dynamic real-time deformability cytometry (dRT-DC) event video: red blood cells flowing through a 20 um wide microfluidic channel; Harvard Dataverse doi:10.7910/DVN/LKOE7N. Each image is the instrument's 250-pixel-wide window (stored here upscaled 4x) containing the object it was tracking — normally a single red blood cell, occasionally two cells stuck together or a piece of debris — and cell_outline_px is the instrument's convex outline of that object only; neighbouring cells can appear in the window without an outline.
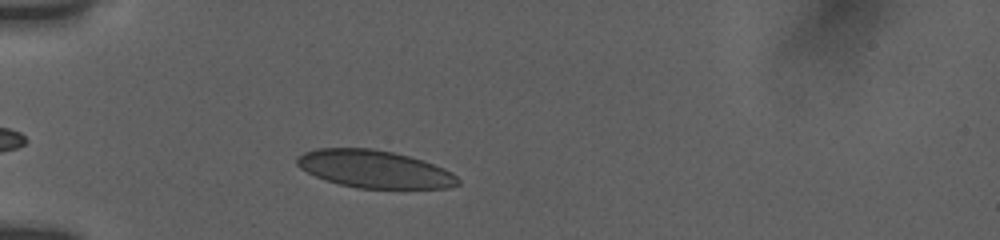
{"species": "human", "species_latin": "Homo sapiens", "temperature_condition": "room temperature", "stored_images_in_passage": 10, "camera_frame_rate_fps": 3000, "um_per_image_px": 0.085, "donor": {"sex": "female"}, "frame": {"image": 1, "passage_image": 2, "time_ms": 1.0, "image_size_px": [1000, 240], "cell_outline_px": [[460, 184], [448, 188], [356, 188], [340, 184], [316, 176], [300, 168], [296, 164], [296, 160], [304, 152], [316, 148], [372, 148], [392, 152], [408, 156], [444, 168], [452, 172], [460, 180]], "centroid_in_image_um": [31.83, 14.37], "position_along_channel_um": 53.2, "area_um2": 34.97}}
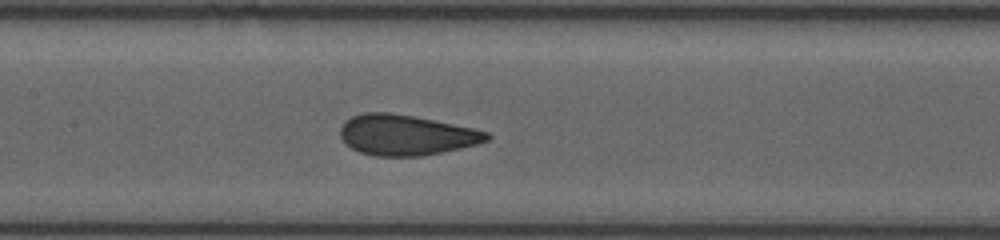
{"frame": {"image": 2, "passage_image": 7, "time_ms": 4.667, "image_size_px": [1000, 240], "cell_outline_px": [[492, 136], [488, 140], [476, 144], [460, 148], [424, 156], [376, 156], [360, 152], [344, 144], [340, 136], [340, 128], [344, 120], [352, 116], [364, 112], [388, 112], [412, 116], [472, 128], [488, 132]], "centroid_in_image_um": [34.47, 11.48], "position_along_channel_um": 172.9, "area_um2": 34.51}}
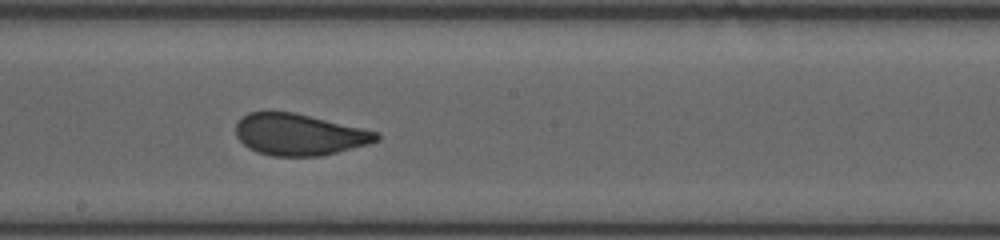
{"frame": {"image": 3, "passage_image": 9, "time_ms": 6.0, "image_size_px": [1000, 240], "cell_outline_px": [[380, 140], [368, 144], [320, 156], [272, 156], [256, 152], [248, 148], [236, 136], [236, 124], [248, 112], [292, 112], [380, 132]], "centroid_in_image_um": [25.43, 11.45], "position_along_channel_um": 222.8, "area_um2": 33.81}}